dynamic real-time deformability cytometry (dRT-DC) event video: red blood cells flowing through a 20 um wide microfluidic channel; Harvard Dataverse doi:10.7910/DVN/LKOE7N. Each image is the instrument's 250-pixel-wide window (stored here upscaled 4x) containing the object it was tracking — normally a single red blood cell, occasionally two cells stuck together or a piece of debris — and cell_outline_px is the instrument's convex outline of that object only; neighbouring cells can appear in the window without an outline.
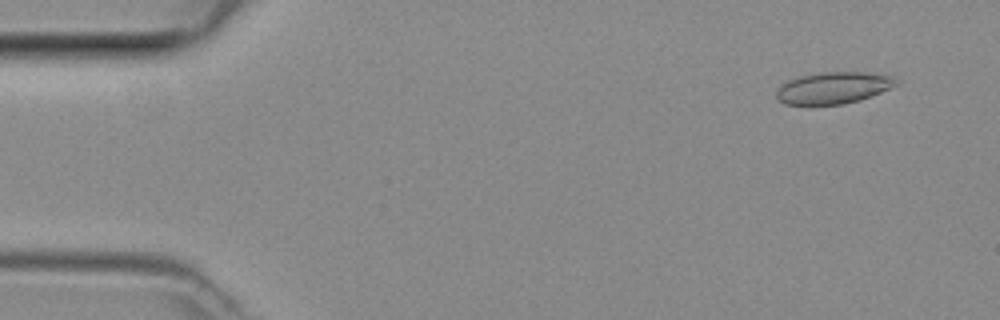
{"species": "common noctule bat (a hibernating species)", "species_latin": "Nyctalus noctula", "temperature_condition": "room temperature", "stored_images_in_passage": 48, "camera_frame_rate_fps": 3000, "um_per_image_px": 0.085, "animal": {"sex": "female", "body_mass_g": 29.2, "forearm_length_mm": 56.3}, "frame": {"image": 1, "passage_image": 4, "time_ms": 1.0, "image_size_px": [1000, 320], "cell_outline_px": [[900, 84], [860, 100], [844, 104], [784, 104], [776, 100], [776, 88], [780, 84], [788, 80], [800, 76], [820, 72], [872, 72], [892, 76]], "centroid_in_image_um": [70.81, 7.46], "position_along_channel_um": 14.2, "area_um2": 22.31}}
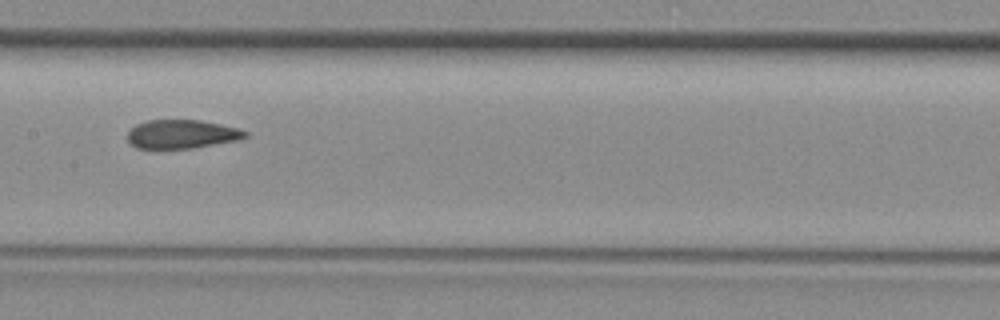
{"frame": {"image": 2, "passage_image": 24, "time_ms": 7.667, "image_size_px": [1000, 320], "cell_outline_px": [[248, 136], [240, 140], [192, 148], [136, 148], [128, 140], [128, 132], [136, 124], [148, 120], [200, 120], [240, 128], [248, 132]], "centroid_in_image_um": [15.5, 11.4], "position_along_channel_um": 191.9, "area_um2": 19.71}}
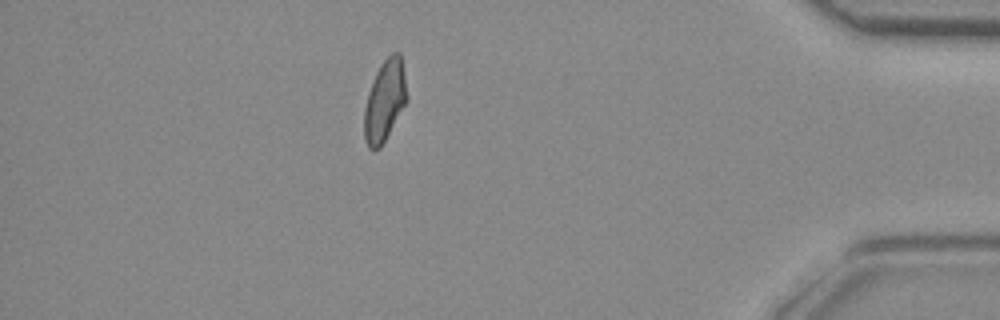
{"frame": {"image": 3, "passage_image": 42, "time_ms": 13.667, "image_size_px": [1000, 320], "cell_outline_px": [[408, 96], [404, 104], [380, 148], [372, 152], [368, 148], [364, 140], [364, 108], [368, 92], [376, 72], [380, 64], [392, 52], [400, 52], [404, 72]], "centroid_in_image_um": [32.68, 8.56], "position_along_channel_um": 402.5, "area_um2": 20.06}}